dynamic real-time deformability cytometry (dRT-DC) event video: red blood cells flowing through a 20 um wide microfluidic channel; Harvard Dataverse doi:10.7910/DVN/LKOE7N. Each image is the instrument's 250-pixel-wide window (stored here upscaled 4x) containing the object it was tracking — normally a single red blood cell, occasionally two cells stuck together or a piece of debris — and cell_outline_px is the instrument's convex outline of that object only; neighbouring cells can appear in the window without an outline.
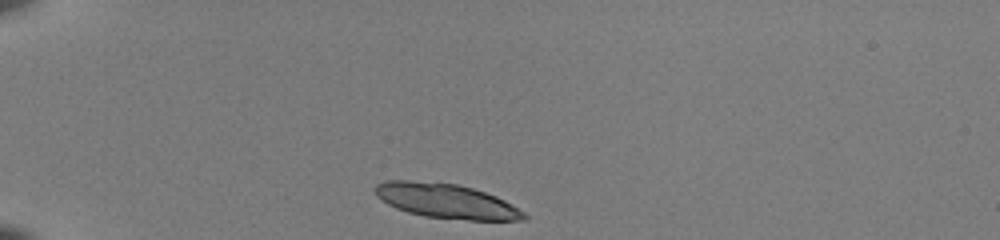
{"species": "common noctule bat (a hibernating species)", "species_latin": "Nyctalus noctula", "temperature_condition": "room temperature", "stored_images_in_passage": 38, "camera_frame_rate_fps": 3000, "um_per_image_px": 0.085, "animal": {"sex": "female", "body_mass_g": 22.0, "forearm_length_mm": 56.7}, "frame": {"image": 1, "passage_image": 1, "time_ms": 0.0, "image_size_px": [1000, 240], "cell_outline_px": [[528, 216], [524, 220], [468, 220], [424, 216], [408, 212], [396, 208], [388, 204], [376, 196], [376, 184], [384, 180], [408, 180], [456, 184], [472, 188], [496, 196], [504, 200], [524, 212]], "centroid_in_image_um": [37.92, 17.09], "position_along_channel_um": 47.1, "area_um2": 29.77}}
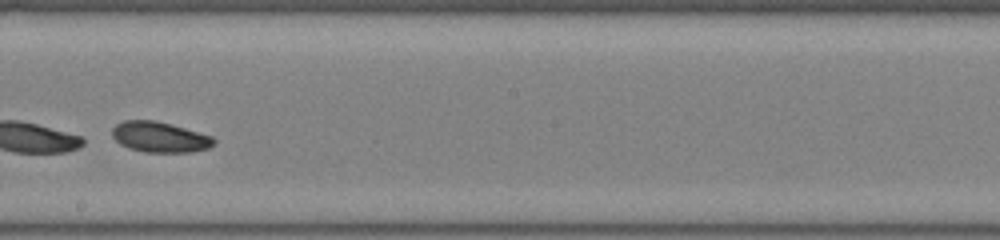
{"frame": {"image": 2, "passage_image": 19, "time_ms": 6.0, "image_size_px": [1000, 240], "cell_outline_px": [[216, 140], [208, 148], [192, 152], [144, 152], [128, 148], [120, 144], [112, 136], [112, 128], [116, 124], [124, 120], [152, 120], [184, 128], [212, 136]], "centroid_in_image_um": [13.54, 11.66], "position_along_channel_um": 234.7, "area_um2": 17.92}, "authors_computed_cell_mechanics": {"area_um2": 18.2359, "velocity_mm_per_s": 3.9544, "shape_relaxation_time_tau1_ms": 0.4013, "shape_relaxation_time_tau2_ms": null, "deformation_change_tau1": 0.2655, "deformation_change_tau2": null}}